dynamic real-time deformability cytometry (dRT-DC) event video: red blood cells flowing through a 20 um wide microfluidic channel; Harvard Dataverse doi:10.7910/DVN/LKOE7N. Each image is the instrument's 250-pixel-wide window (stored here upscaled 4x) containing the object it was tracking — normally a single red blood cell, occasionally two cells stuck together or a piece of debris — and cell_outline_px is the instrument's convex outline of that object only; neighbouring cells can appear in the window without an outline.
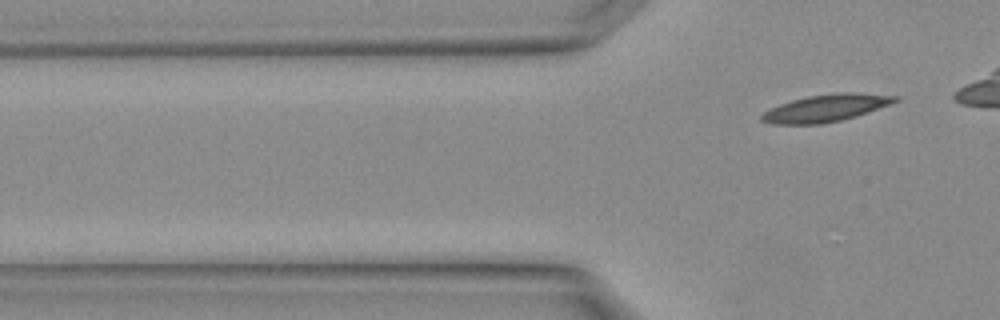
{"species": "Egyptian fruit bat (a non-hibernating species)", "species_latin": "Rousettus aegyptiacus", "temperature_condition": "warm", "stored_images_in_passage": 2, "camera_frame_rate_fps": 3000, "um_per_image_px": 0.085, "animal": {"sex": "female"}, "frame": {"image": 1, "passage_image": 2, "time_ms": 0.333, "image_size_px": [1000, 320], "cell_outline_px": [[900, 100], [856, 116], [840, 120], [820, 124], [772, 124], [760, 120], [760, 116], [764, 112], [780, 104], [792, 100], [808, 96], [836, 92], [852, 92], [896, 96]], "centroid_in_image_um": [70.17, 9.18], "position_along_channel_um": 55.6, "area_um2": 20.87}}